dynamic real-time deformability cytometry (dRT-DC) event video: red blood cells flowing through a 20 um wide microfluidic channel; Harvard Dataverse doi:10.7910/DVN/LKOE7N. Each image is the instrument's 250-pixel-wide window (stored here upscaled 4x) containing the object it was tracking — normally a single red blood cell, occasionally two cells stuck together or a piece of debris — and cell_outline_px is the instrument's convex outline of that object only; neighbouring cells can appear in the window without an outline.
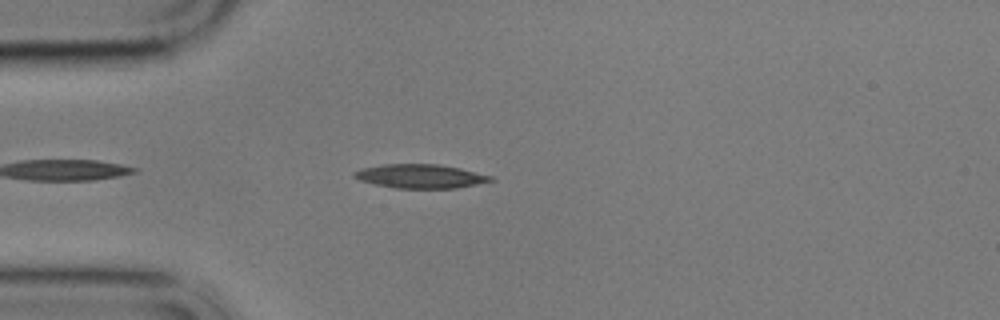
{"species": "common noctule bat (a hibernating species)", "species_latin": "Nyctalus noctula", "temperature_condition": "cold", "stored_images_in_passage": 42, "camera_frame_rate_fps": 3000, "um_per_image_px": 0.085, "animal": {"sex": "male", "body_mass_g": 17.9}, "frame": {"image": 1, "passage_image": 5, "time_ms": 1.333, "image_size_px": [1000, 320], "cell_outline_px": [[496, 180], [456, 188], [396, 188], [376, 184], [360, 180], [352, 176], [352, 172], [360, 168], [384, 164], [440, 164], [460, 168], [492, 176]], "centroid_in_image_um": [35.72, 14.97], "position_along_channel_um": 49.3, "area_um2": 19.02}}
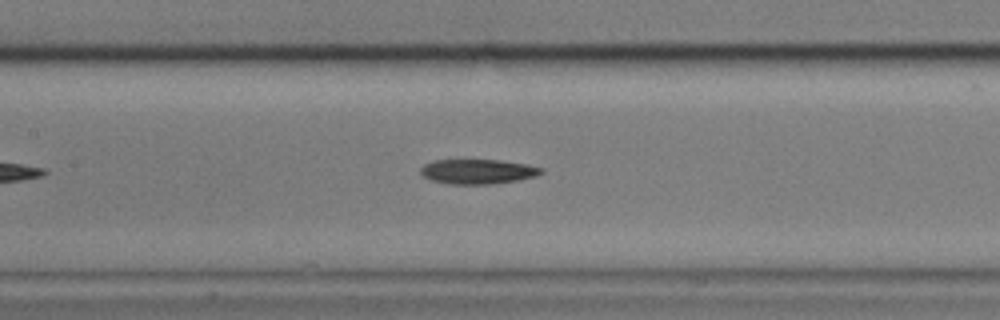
{"frame": {"image": 2, "passage_image": 16, "time_ms": 5.0, "image_size_px": [1000, 320], "cell_outline_px": [[544, 172], [536, 176], [516, 180], [492, 184], [448, 184], [432, 180], [424, 176], [420, 172], [420, 168], [424, 164], [436, 160], [500, 160], [524, 164], [544, 168]], "centroid_in_image_um": [40.61, 14.58], "position_along_channel_um": 166.8, "area_um2": 17.28}}
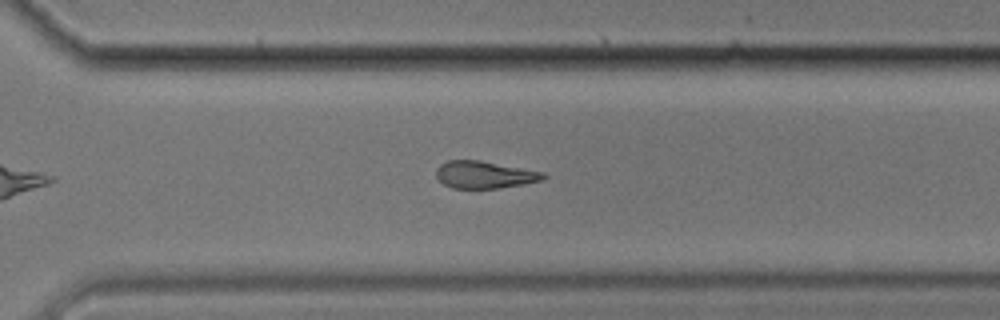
{"frame": {"image": 3, "passage_image": 30, "time_ms": 9.667, "image_size_px": [1000, 320], "cell_outline_px": [[548, 176], [544, 180], [524, 184], [500, 188], [452, 188], [444, 184], [436, 176], [436, 168], [440, 164], [448, 160], [480, 160], [544, 172]], "centroid_in_image_um": [41.21, 14.85], "position_along_channel_um": 329.4, "area_um2": 17.11}, "authors_computed_cell_mechanics": {"area_um2": 17.8313, "velocity_mm_per_s": 3.4902, "shape_relaxation_time_tau1_ms": 6.1856, "shape_relaxation_time_tau2_ms": null, "deformation_change_tau1": 0.2104, "deformation_change_tau2": null}}